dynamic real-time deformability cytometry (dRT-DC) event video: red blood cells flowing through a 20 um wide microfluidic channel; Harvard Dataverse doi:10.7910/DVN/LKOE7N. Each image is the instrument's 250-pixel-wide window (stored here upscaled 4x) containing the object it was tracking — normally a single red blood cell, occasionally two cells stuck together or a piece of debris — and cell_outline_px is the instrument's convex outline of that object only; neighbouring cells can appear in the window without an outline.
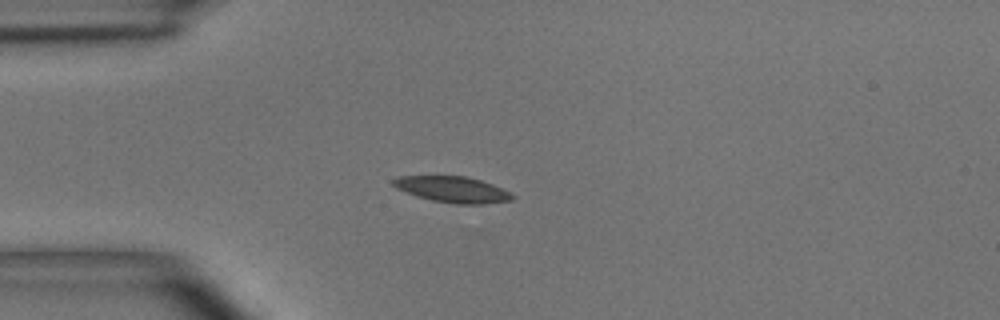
{"species": "common noctule bat (a hibernating species)", "species_latin": "Nyctalus noctula", "temperature_condition": "room temperature", "stored_images_in_passage": 3, "camera_frame_rate_fps": 3000, "um_per_image_px": 0.085, "animal": {"sex": "male", "body_mass_g": 15.6}, "frame": {"image": 1, "passage_image": 3, "time_ms": 2.333, "image_size_px": [1000, 320], "cell_outline_px": [[516, 196], [512, 200], [484, 204], [456, 204], [432, 200], [416, 196], [396, 188], [392, 184], [392, 180], [400, 176], [464, 176], [480, 180], [492, 184], [512, 192]], "centroid_in_image_um": [38.5, 16.11], "position_along_channel_um": 46.5, "area_um2": 18.09}}